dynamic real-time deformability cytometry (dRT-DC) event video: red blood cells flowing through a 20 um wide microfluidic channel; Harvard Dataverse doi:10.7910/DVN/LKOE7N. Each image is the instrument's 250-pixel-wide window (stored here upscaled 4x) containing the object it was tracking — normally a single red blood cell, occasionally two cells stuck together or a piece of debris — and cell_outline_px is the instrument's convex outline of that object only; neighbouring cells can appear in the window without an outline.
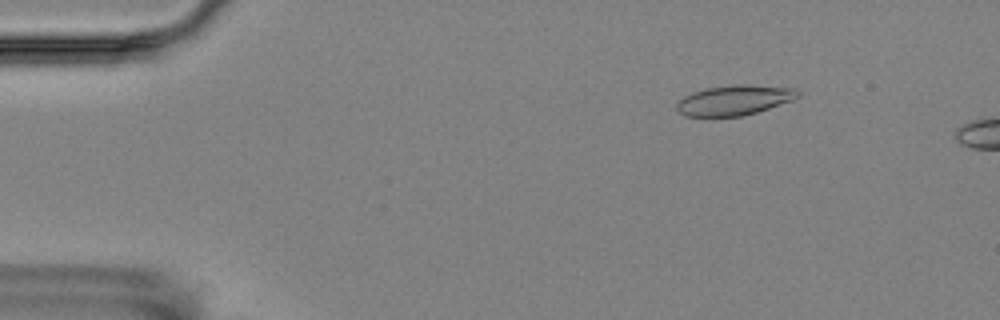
{"species": "Egyptian fruit bat (a non-hibernating species)", "species_latin": "Rousettus aegyptiacus", "temperature_condition": "room temperature", "stored_images_in_passage": 5, "camera_frame_rate_fps": 3000, "um_per_image_px": 0.085, "animal": {"sex": "female"}, "frame": {"image": 1, "passage_image": 2, "time_ms": 1.0, "image_size_px": [1000, 320], "cell_outline_px": [[800, 96], [792, 100], [744, 116], [684, 116], [676, 108], [676, 104], [684, 96], [692, 92], [704, 88], [732, 84], [748, 84], [796, 88], [800, 92]], "centroid_in_image_um": [62.42, 8.49], "position_along_channel_um": 22.6, "area_um2": 21.33}}